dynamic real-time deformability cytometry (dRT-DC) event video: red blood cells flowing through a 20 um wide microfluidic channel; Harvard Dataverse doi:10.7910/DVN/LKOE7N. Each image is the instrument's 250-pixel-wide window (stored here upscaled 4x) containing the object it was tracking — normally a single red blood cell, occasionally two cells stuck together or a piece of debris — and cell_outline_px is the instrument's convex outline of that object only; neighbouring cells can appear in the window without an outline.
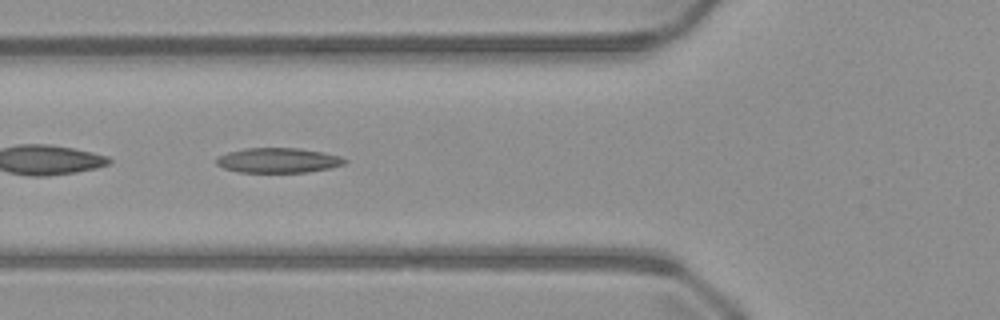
{"species": "common noctule bat (a hibernating species)", "species_latin": "Nyctalus noctula", "temperature_condition": "warm", "stored_images_in_passage": 50, "camera_frame_rate_fps": 3000, "um_per_image_px": 0.085, "animal": {"sex": "male", "body_mass_g": 23.1, "forearm_length_mm": 52.7}, "frame": {"image": 1, "passage_image": 18, "time_ms": 5.667, "image_size_px": [1000, 320], "cell_outline_px": [[348, 160], [344, 164], [328, 168], [308, 172], [240, 172], [224, 168], [216, 164], [216, 160], [220, 156], [228, 152], [244, 148], [300, 148], [324, 152], [340, 156]], "centroid_in_image_um": [23.66, 13.62], "position_along_channel_um": 102.1, "area_um2": 18.55}}
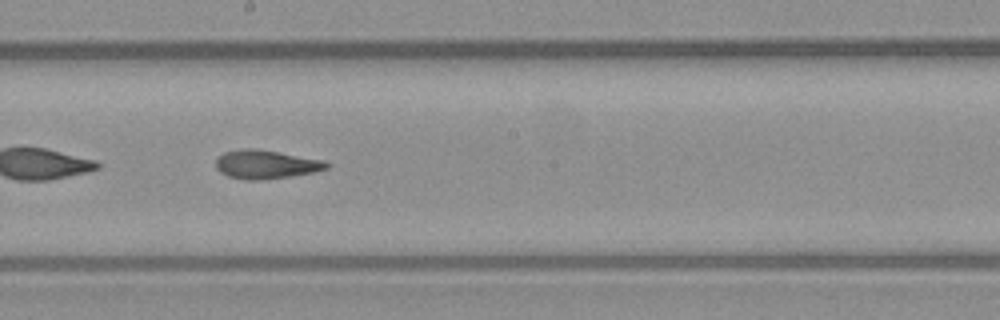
{"frame": {"image": 2, "passage_image": 27, "time_ms": 8.667, "image_size_px": [1000, 320], "cell_outline_px": [[332, 164], [328, 168], [316, 172], [288, 176], [256, 180], [248, 180], [228, 176], [220, 172], [216, 168], [216, 160], [224, 152], [240, 148], [256, 148], [324, 160]], "centroid_in_image_um": [22.62, 13.96], "position_along_channel_um": 225.6, "area_um2": 18.5}}
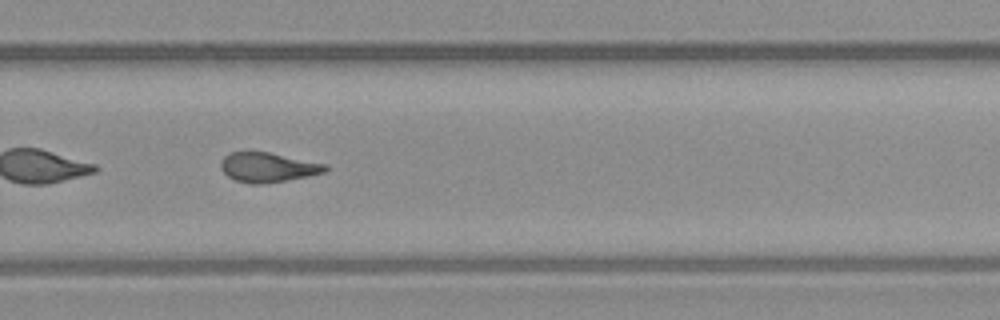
{"frame": {"image": 3, "passage_image": 33, "time_ms": 10.667, "image_size_px": [1000, 320], "cell_outline_px": [[328, 168], [324, 172], [308, 176], [288, 180], [264, 184], [252, 184], [236, 180], [228, 176], [220, 168], [220, 160], [224, 156], [232, 152], [268, 152], [328, 164]], "centroid_in_image_um": [22.77, 14.22], "position_along_channel_um": 307.0, "area_um2": 18.03}}